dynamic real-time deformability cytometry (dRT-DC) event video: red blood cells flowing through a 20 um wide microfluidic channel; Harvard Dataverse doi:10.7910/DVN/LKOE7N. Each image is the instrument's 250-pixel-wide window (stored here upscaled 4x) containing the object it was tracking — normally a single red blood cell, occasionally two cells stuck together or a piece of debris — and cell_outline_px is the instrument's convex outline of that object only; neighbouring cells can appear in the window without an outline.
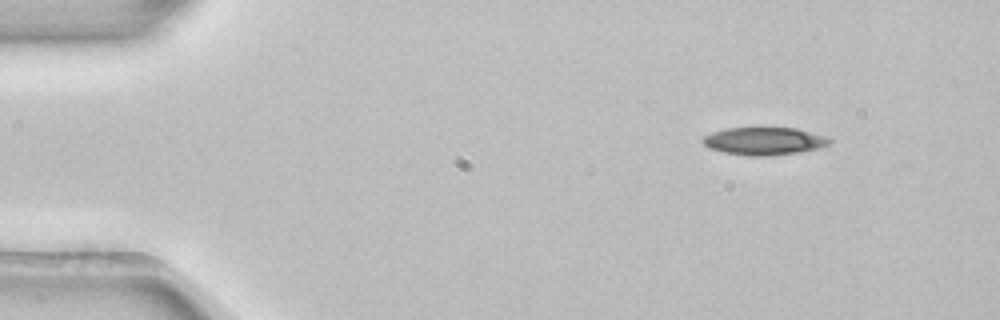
{"species": "common noctule bat (a hibernating species)", "species_latin": "Nyctalus noctula", "temperature_condition": "room temperature", "stored_images_in_passage": 3, "camera_frame_rate_fps": 3000, "um_per_image_px": 0.085, "animal": {"sex": "female", "body_mass_g": 22.7, "forearm_length_mm": 54.2}, "frame": {"image": 1, "passage_image": 1, "time_ms": 0.0, "image_size_px": [1000, 320], "cell_outline_px": [[832, 140], [828, 144], [820, 148], [796, 152], [764, 156], [748, 156], [724, 152], [708, 148], [700, 140], [704, 136], [712, 132], [724, 128], [796, 128], [824, 136]], "centroid_in_image_um": [64.9, 11.99], "position_along_channel_um": 20.1, "area_um2": 20.29}}
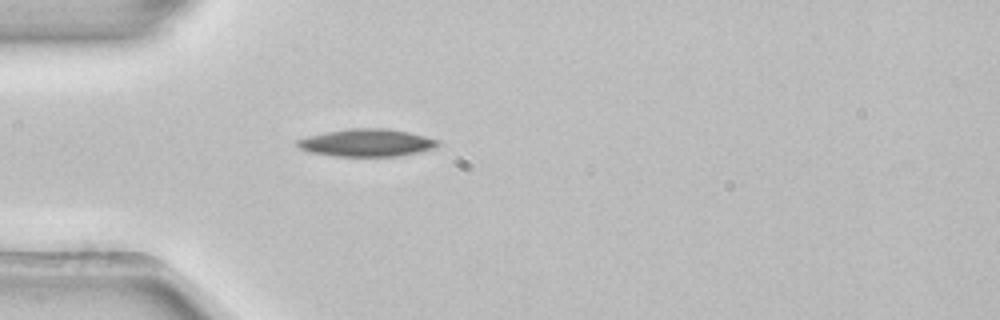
{"frame": {"image": 2, "passage_image": 3, "time_ms": 0.667, "image_size_px": [1000, 320], "cell_outline_px": [[440, 144], [432, 148], [416, 152], [396, 156], [336, 156], [308, 152], [300, 148], [296, 144], [296, 140], [308, 136], [324, 132], [348, 128], [388, 128], [408, 132], [440, 140]], "centroid_in_image_um": [31.13, 12.12], "position_along_channel_um": 53.9, "area_um2": 22.48}}